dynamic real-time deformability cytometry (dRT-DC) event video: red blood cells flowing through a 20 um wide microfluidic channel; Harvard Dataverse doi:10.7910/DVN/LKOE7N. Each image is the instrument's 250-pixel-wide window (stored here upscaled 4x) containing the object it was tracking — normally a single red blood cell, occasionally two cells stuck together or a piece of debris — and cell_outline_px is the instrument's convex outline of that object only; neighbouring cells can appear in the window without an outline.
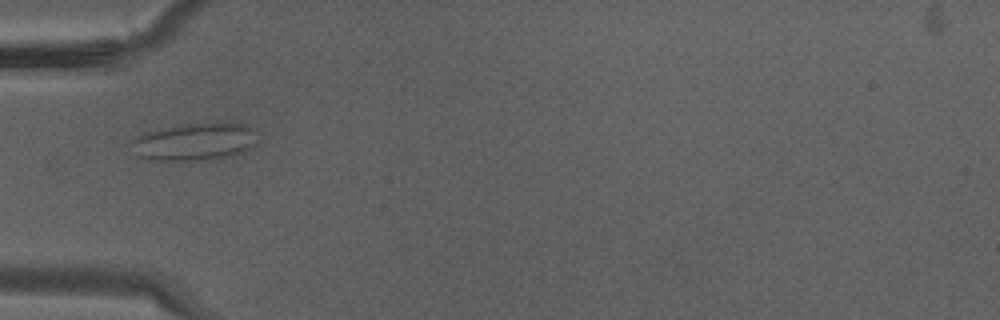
{"species": "Egyptian fruit bat (a non-hibernating species)", "species_latin": "Rousettus aegyptiacus", "temperature_condition": "warm", "stored_images_in_passage": 28, "camera_frame_rate_fps": 3000, "um_per_image_px": 0.085, "animal": {"sex": "male"}, "frame": {"image": 1, "passage_image": 4, "time_ms": 1.0, "image_size_px": [1000, 320], "cell_outline_px": [[256, 144], [244, 152], [224, 156], [200, 160], [160, 160], [140, 156], [132, 140], [136, 136], [148, 132], [180, 124], [244, 124], [252, 128]], "centroid_in_image_um": [16.58, 12.04], "position_along_channel_um": 68.4, "area_um2": 26.36}}
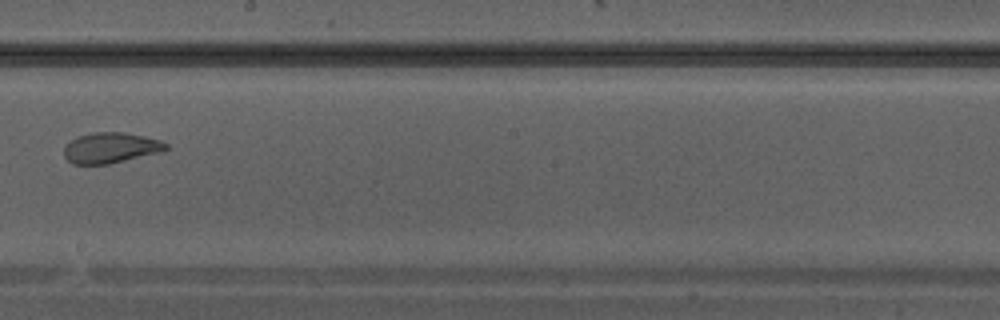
{"frame": {"image": 2, "passage_image": 13, "time_ms": 4.0, "image_size_px": [1000, 320], "cell_outline_px": [[172, 148], [164, 152], [108, 164], [72, 164], [64, 156], [64, 144], [76, 136], [92, 132], [124, 132], [144, 136], [160, 140], [168, 144]], "centroid_in_image_um": [9.44, 12.56], "position_along_channel_um": 238.8, "area_um2": 18.61}}
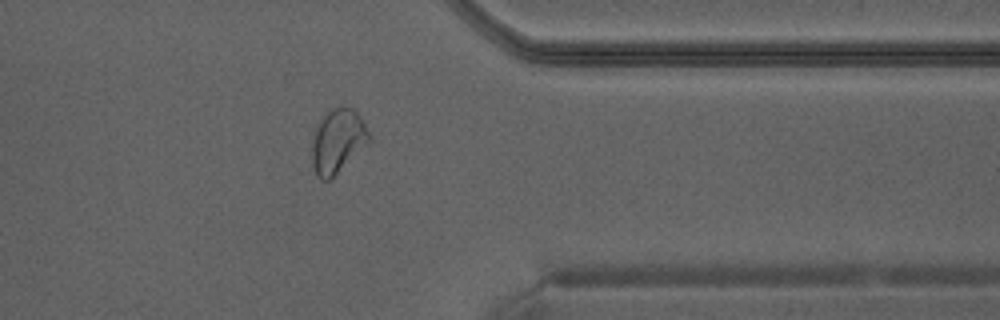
{"frame": {"image": 3, "passage_image": 21, "time_ms": 6.667, "image_size_px": [1000, 320], "cell_outline_px": [[372, 140], [368, 144], [328, 180], [320, 180], [316, 176], [312, 164], [312, 140], [316, 128], [324, 112], [340, 104], [344, 104], [356, 108], [372, 136]], "centroid_in_image_um": [28.73, 11.91], "position_along_channel_um": 382.7, "area_um2": 21.79}}